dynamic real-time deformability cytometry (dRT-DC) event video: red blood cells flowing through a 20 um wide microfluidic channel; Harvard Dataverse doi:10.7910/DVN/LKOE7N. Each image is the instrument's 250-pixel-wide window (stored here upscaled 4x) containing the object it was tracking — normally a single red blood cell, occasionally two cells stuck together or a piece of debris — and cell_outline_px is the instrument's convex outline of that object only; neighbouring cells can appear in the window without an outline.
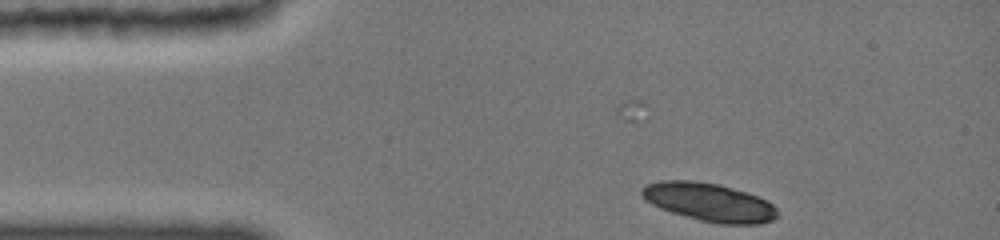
{"species": "common noctule bat (a hibernating species)", "species_latin": "Nyctalus noctula", "temperature_condition": "cold", "stored_images_in_passage": 20, "camera_frame_rate_fps": 3000, "um_per_image_px": 0.085, "animal": {"sex": "female", "body_mass_g": 19.0, "forearm_length_mm": 51.5}, "frame": {"image": 1, "passage_image": 1, "time_ms": 0.0, "image_size_px": [1000, 240], "cell_outline_px": [[776, 216], [772, 220], [760, 224], [716, 224], [700, 220], [672, 212], [660, 208], [644, 200], [640, 192], [640, 188], [644, 184], [660, 180], [692, 180], [720, 184], [756, 196], [772, 204], [776, 208]], "centroid_in_image_um": [60.21, 17.17], "position_along_channel_um": 24.8, "area_um2": 30.23}}